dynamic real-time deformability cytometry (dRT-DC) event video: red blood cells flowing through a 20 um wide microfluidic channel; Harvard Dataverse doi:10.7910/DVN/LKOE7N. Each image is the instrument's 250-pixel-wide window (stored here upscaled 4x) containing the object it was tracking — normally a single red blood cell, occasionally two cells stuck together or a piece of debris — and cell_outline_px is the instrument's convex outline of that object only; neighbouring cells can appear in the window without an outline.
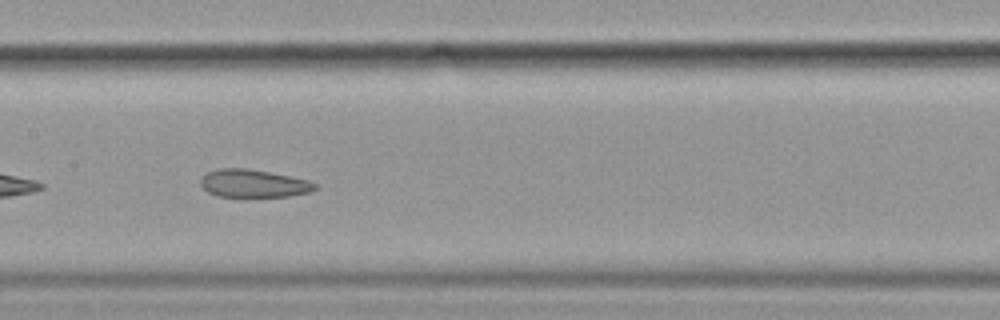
{"species": "common noctule bat (a hibernating species)", "species_latin": "Nyctalus noctula", "temperature_condition": "cold", "stored_images_in_passage": 40, "camera_frame_rate_fps": 3000, "um_per_image_px": 0.085, "animal": {"sex": "female", "body_mass_g": 19.9}, "frame": {"image": 1, "passage_image": 12, "time_ms": 3.667, "image_size_px": [1000, 320], "cell_outline_px": [[316, 188], [312, 192], [288, 196], [216, 196], [208, 192], [200, 184], [200, 180], [204, 172], [216, 168], [248, 168], [308, 180], [316, 184]], "centroid_in_image_um": [21.49, 15.58], "position_along_channel_um": 185.9, "area_um2": 18.55}}
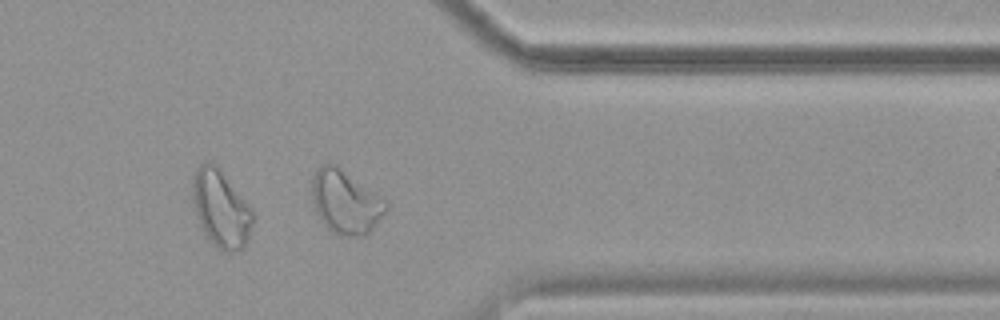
{"frame": {"image": 2, "passage_image": 29, "time_ms": 9.333, "image_size_px": [1000, 320], "cell_outline_px": [[388, 208], [368, 236], [340, 236], [332, 232], [324, 224], [316, 212], [312, 200], [312, 180], [320, 164], [336, 164], [388, 200]], "centroid_in_image_um": [29.41, 17.18], "position_along_channel_um": 382.0, "area_um2": 27.8}, "authors_computed_cell_mechanics": {"area_um2": 20.7791, "velocity_mm_per_s": 3.5736, "shape_relaxation_time_tau1_ms": null, "shape_relaxation_time_tau2_ms": 1.5303, "deformation_change_tau1": null, "deformation_change_tau2": 0.0745}}